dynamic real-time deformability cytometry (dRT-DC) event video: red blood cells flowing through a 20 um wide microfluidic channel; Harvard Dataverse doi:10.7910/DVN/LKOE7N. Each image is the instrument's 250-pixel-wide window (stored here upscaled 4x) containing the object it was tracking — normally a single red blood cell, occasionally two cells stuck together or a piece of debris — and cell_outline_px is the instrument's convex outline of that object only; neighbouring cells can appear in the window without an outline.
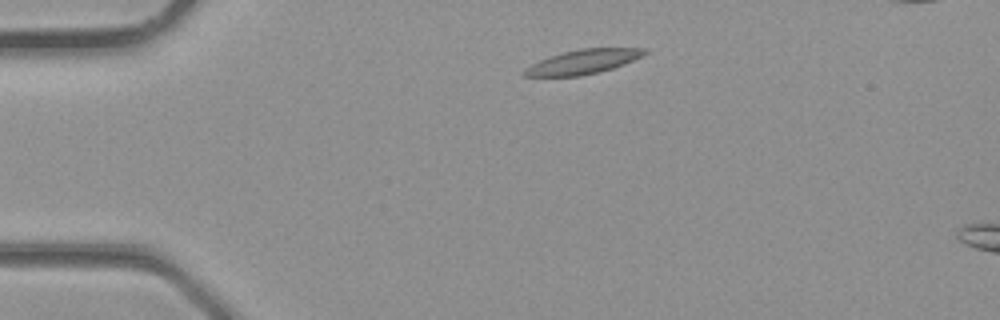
{"species": "common noctule bat (a hibernating species)", "species_latin": "Nyctalus noctula", "temperature_condition": "room temperature", "stored_images_in_passage": 4, "camera_frame_rate_fps": 3000, "um_per_image_px": 0.085, "animal": {"sex": "male", "body_mass_g": 23.1, "forearm_length_mm": 52.7}, "frame": {"image": 1, "passage_image": 1, "time_ms": 0.0, "image_size_px": [1000, 320], "cell_outline_px": [[648, 52], [624, 64], [600, 72], [580, 76], [524, 76], [524, 68], [540, 60], [564, 52], [580, 48], [648, 48]], "centroid_in_image_um": [49.58, 5.25], "position_along_channel_um": 35.4, "area_um2": 16.82}}